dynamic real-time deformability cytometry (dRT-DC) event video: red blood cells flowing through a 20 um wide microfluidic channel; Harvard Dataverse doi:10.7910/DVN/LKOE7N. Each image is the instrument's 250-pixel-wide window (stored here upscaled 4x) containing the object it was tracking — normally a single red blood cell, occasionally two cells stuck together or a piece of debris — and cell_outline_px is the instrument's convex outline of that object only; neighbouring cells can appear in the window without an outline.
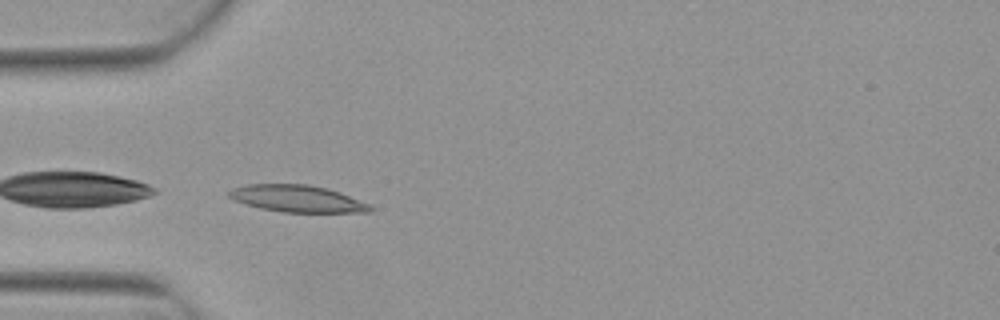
{"species": "Egyptian fruit bat (a non-hibernating species)", "species_latin": "Rousettus aegyptiacus", "temperature_condition": "warm", "stored_images_in_passage": 8, "camera_frame_rate_fps": 3000, "um_per_image_px": 0.085, "animal": {"sex": "female"}, "frame": {"image": 1, "passage_image": 5, "time_ms": 1.333, "image_size_px": [1000, 320], "cell_outline_px": [[372, 212], [284, 212], [260, 208], [232, 200], [228, 196], [228, 192], [232, 188], [248, 184], [308, 184], [328, 188], [340, 192], [368, 204], [372, 208]], "centroid_in_image_um": [25.23, 16.88], "position_along_channel_um": 59.8, "area_um2": 22.08}}
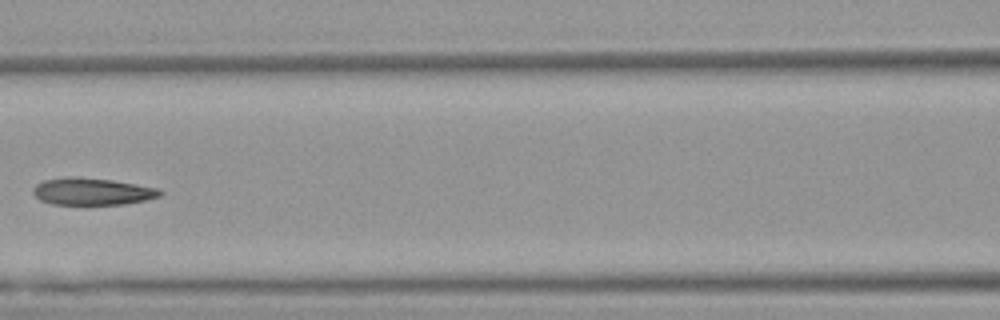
{"frame": {"image": 2, "passage_image": 7, "time_ms": 2.0, "image_size_px": [1000, 320], "cell_outline_px": [[164, 192], [160, 196], [144, 200], [124, 204], [52, 204], [40, 200], [32, 192], [32, 188], [36, 184], [44, 180], [64, 176], [76, 176], [112, 180], [160, 188]], "centroid_in_image_um": [7.82, 16.26], "position_along_channel_um": 158.8, "area_um2": 20.17}}
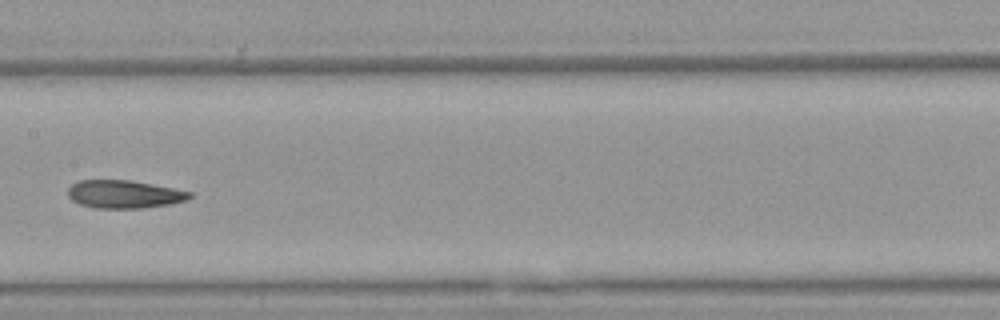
{"frame": {"image": 3, "passage_image": 8, "time_ms": 2.333, "image_size_px": [1000, 320], "cell_outline_px": [[192, 196], [184, 200], [172, 204], [144, 208], [96, 208], [80, 204], [72, 200], [68, 196], [68, 188], [72, 184], [80, 180], [128, 180], [152, 184], [192, 192]], "centroid_in_image_um": [10.54, 16.51], "position_along_channel_um": 196.9, "area_um2": 19.77}}